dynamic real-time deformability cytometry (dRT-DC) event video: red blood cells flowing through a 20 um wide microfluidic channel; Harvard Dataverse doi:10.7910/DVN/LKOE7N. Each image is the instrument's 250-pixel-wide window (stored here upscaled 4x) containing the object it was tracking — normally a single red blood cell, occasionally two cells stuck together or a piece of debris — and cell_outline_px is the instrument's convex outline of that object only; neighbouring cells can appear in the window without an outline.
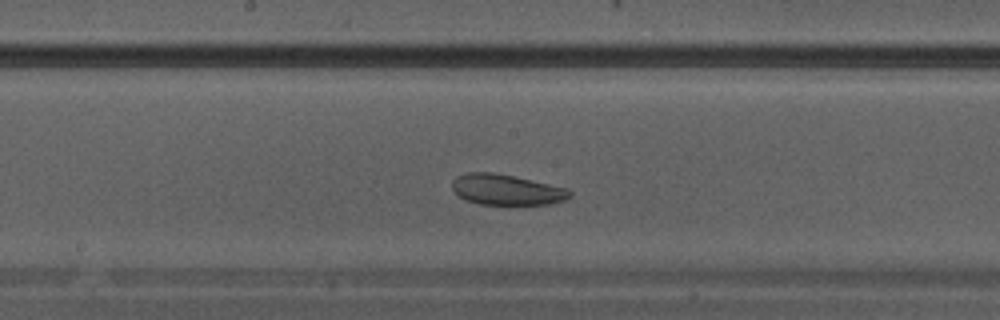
{"species": "Egyptian fruit bat (a non-hibernating species)", "species_latin": "Rousettus aegyptiacus", "temperature_condition": "warm", "stored_images_in_passage": 16, "camera_frame_rate_fps": 3000, "um_per_image_px": 0.085, "animal": {"sex": "male"}, "frame": {"image": 1, "passage_image": 10, "time_ms": 3.0, "image_size_px": [1000, 320], "cell_outline_px": [[572, 196], [564, 200], [548, 204], [480, 204], [464, 200], [452, 188], [452, 180], [456, 176], [468, 172], [492, 172], [512, 176], [568, 188], [572, 192]], "centroid_in_image_um": [43.04, 16.12], "position_along_channel_um": 205.2, "area_um2": 20.87}}
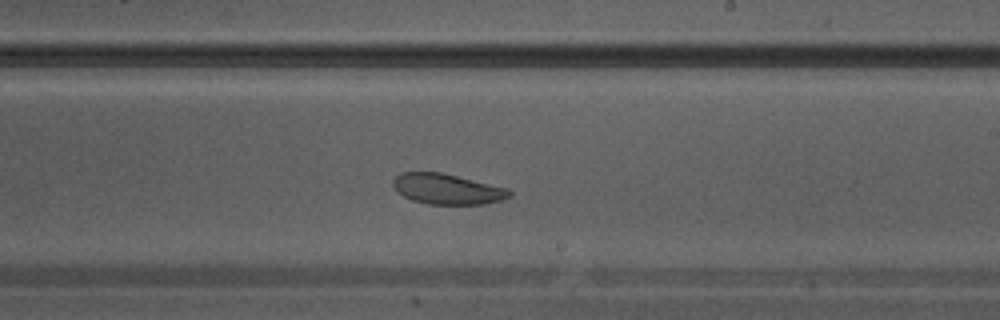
{"frame": {"image": 2, "passage_image": 12, "time_ms": 3.667, "image_size_px": [1000, 320], "cell_outline_px": [[512, 196], [500, 200], [484, 204], [428, 204], [412, 200], [396, 192], [392, 184], [392, 180], [400, 172], [440, 172], [508, 188], [512, 192]], "centroid_in_image_um": [37.99, 16.07], "position_along_channel_um": 251.0, "area_um2": 20.69}}